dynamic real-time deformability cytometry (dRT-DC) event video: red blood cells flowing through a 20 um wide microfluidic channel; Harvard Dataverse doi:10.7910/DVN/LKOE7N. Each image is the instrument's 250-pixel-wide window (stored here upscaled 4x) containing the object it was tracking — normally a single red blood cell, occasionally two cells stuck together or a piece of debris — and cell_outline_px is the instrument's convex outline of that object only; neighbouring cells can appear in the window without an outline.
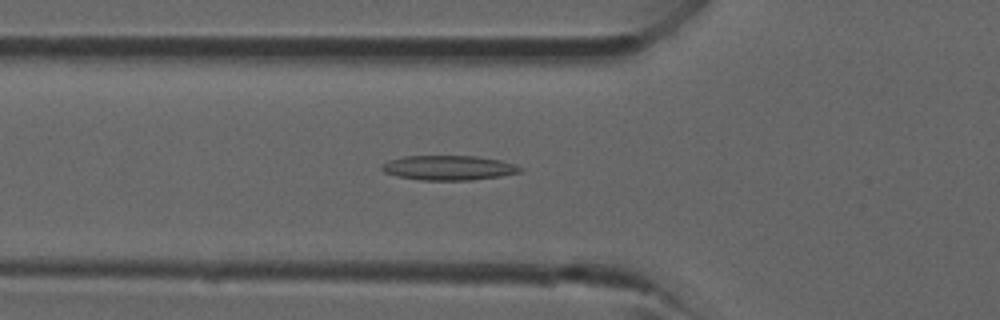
{"species": "common noctule bat (a hibernating species)", "species_latin": "Nyctalus noctula", "temperature_condition": "room temperature", "stored_images_in_passage": 41, "camera_frame_rate_fps": 3000, "um_per_image_px": 0.085, "animal": {"sex": "male", "forearm_length_mm": 52.5}, "frame": {"image": 1, "passage_image": 14, "time_ms": 4.333, "image_size_px": [1000, 320], "cell_outline_px": [[524, 168], [520, 172], [500, 176], [472, 180], [420, 180], [396, 176], [384, 172], [380, 168], [380, 164], [388, 160], [404, 156], [476, 156], [500, 160], [516, 164]], "centroid_in_image_um": [38.11, 14.26], "position_along_channel_um": 87.7, "area_um2": 20.06}}
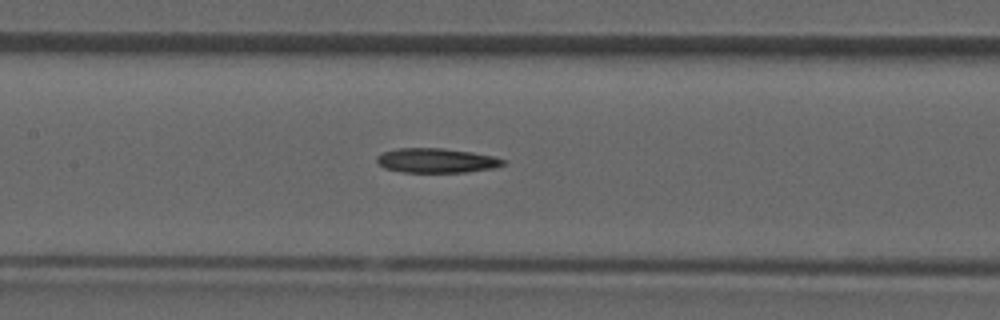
{"frame": {"image": 2, "passage_image": 19, "time_ms": 6.0, "image_size_px": [1000, 320], "cell_outline_px": [[508, 160], [504, 164], [492, 168], [468, 172], [404, 172], [384, 168], [376, 160], [376, 156], [384, 152], [396, 148], [444, 148], [472, 152], [496, 156]], "centroid_in_image_um": [37.13, 13.64], "position_along_channel_um": 170.3, "area_um2": 18.15}}
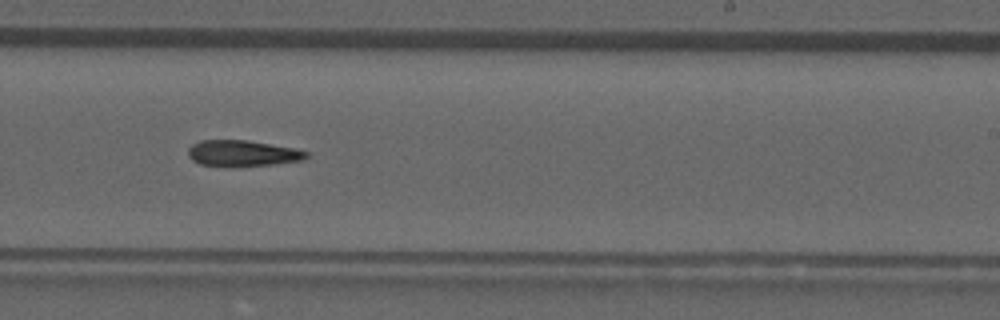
{"frame": {"image": 3, "passage_image": 25, "time_ms": 8.0, "image_size_px": [1000, 320], "cell_outline_px": [[308, 156], [304, 160], [272, 164], [232, 168], [228, 168], [200, 164], [192, 160], [188, 156], [188, 148], [192, 144], [200, 140], [248, 140], [296, 148], [308, 152]], "centroid_in_image_um": [20.59, 13.05], "position_along_channel_um": 268.4, "area_um2": 18.44}}